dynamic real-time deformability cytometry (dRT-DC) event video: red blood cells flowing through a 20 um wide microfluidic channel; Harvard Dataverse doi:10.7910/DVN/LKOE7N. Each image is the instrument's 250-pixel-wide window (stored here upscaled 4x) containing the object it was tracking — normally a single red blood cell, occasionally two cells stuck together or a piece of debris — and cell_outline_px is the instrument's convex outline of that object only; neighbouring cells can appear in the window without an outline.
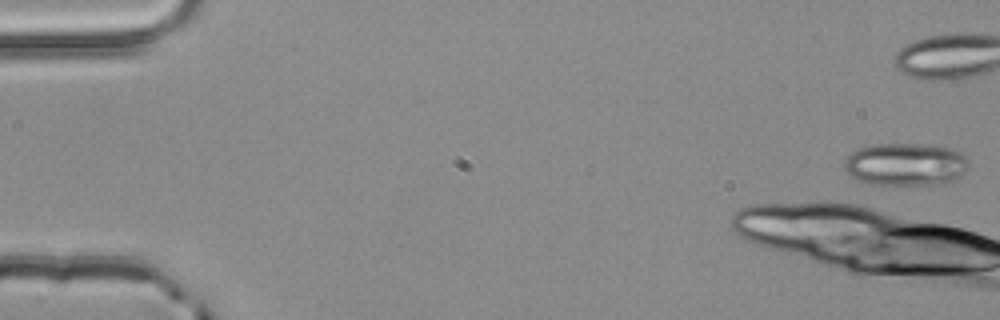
{"species": "common noctule bat (a hibernating species)", "species_latin": "Nyctalus noctula", "temperature_condition": "room temperature", "stored_images_in_passage": 5, "camera_frame_rate_fps": 3000, "um_per_image_px": 0.085, "animal": {"sex": "male", "body_mass_g": 20.4}, "frame": {"image": 1, "passage_image": 1, "time_ms": 0.0, "image_size_px": [1000, 320], "cell_outline_px": [[968, 164], [964, 172], [960, 176], [952, 180], [932, 184], [876, 184], [860, 180], [852, 176], [844, 168], [844, 160], [852, 152], [860, 148], [872, 144], [920, 144], [952, 148], [960, 152], [968, 160]], "centroid_in_image_um": [76.97, 13.95], "position_along_channel_um": 8.0, "area_um2": 30.46}}